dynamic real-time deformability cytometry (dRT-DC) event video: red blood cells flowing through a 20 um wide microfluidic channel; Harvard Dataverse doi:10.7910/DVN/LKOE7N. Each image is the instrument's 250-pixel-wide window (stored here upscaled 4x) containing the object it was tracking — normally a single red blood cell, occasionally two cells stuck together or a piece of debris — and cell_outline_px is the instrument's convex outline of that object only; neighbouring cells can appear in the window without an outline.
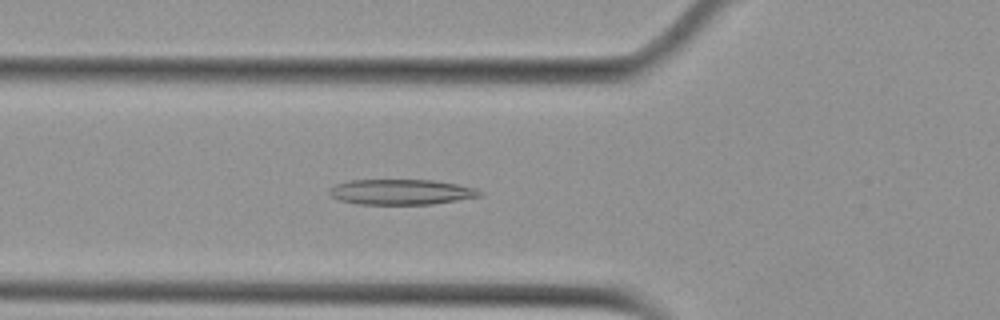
{"species": "Egyptian fruit bat (a non-hibernating species)", "species_latin": "Rousettus aegyptiacus", "temperature_condition": "cold", "stored_images_in_passage": 30, "camera_frame_rate_fps": 3000, "um_per_image_px": 0.085, "animal": {"sex": "female"}, "frame": {"image": 1, "passage_image": 11, "time_ms": 3.333, "image_size_px": [1000, 320], "cell_outline_px": [[484, 196], [432, 204], [360, 204], [340, 200], [332, 196], [328, 192], [336, 184], [348, 180], [432, 180], [456, 184], [476, 188], [484, 192]], "centroid_in_image_um": [34.16, 16.31], "position_along_channel_um": 91.6, "area_um2": 22.2}}
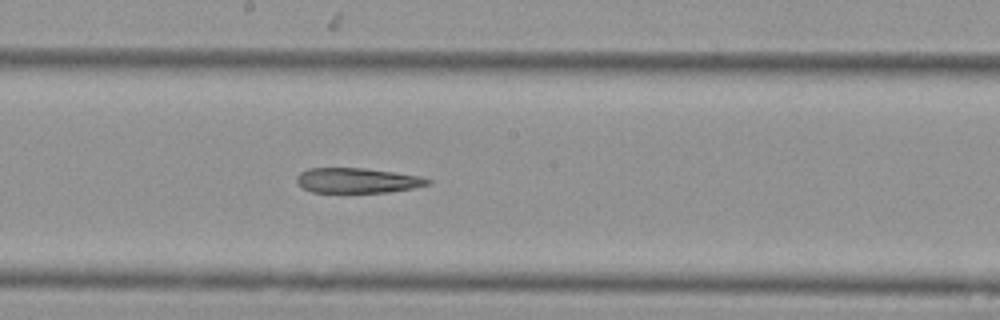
{"frame": {"image": 2, "passage_image": 21, "time_ms": 6.667, "image_size_px": [1000, 320], "cell_outline_px": [[432, 180], [428, 184], [412, 188], [388, 192], [312, 192], [304, 188], [296, 180], [296, 176], [300, 172], [308, 168], [364, 168], [420, 176]], "centroid_in_image_um": [30.35, 15.33], "position_along_channel_um": 217.9, "area_um2": 18.9}}
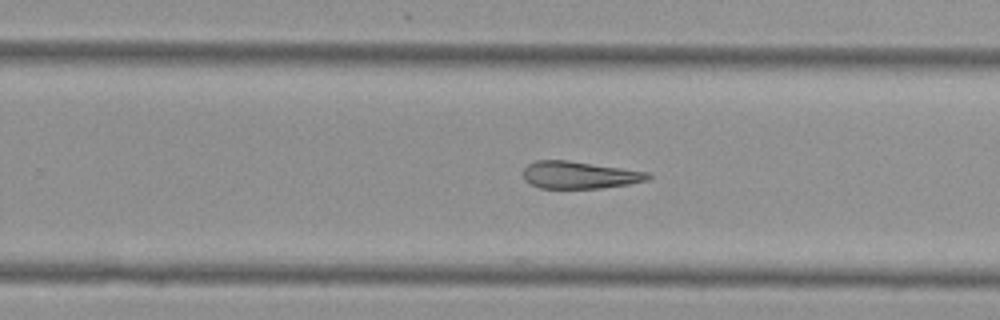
{"frame": {"image": 3, "passage_image": 26, "time_ms": 8.333, "image_size_px": [1000, 320], "cell_outline_px": [[652, 176], [648, 180], [628, 184], [600, 188], [540, 188], [524, 180], [524, 168], [528, 164], [536, 160], [568, 160], [648, 172]], "centroid_in_image_um": [49.24, 14.87], "position_along_channel_um": 280.6, "area_um2": 19.71}}